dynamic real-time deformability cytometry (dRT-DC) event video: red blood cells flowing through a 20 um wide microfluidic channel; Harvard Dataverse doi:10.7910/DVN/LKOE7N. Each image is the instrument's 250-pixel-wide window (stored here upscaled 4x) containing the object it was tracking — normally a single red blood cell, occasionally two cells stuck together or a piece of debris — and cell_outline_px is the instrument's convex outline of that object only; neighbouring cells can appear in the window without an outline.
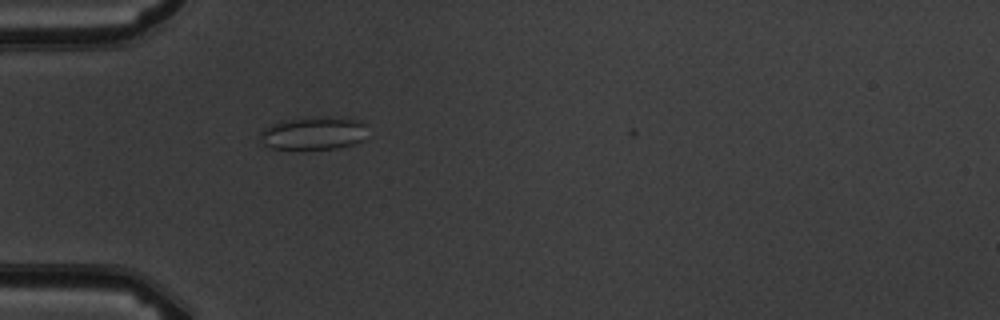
{"species": "common noctule bat (a hibernating species)", "species_latin": "Nyctalus noctula", "temperature_condition": "warm", "stored_images_in_passage": 6, "camera_frame_rate_fps": 3000, "um_per_image_px": 0.085, "animal": {"sex": "male", "body_mass_g": 19.5, "forearm_length_mm": 54.6}, "frame": {"image": 1, "passage_image": 6, "time_ms": 6.0, "image_size_px": [1000, 320], "cell_outline_px": [[364, 124], [360, 140], [352, 144], [336, 148], [272, 148], [264, 144], [260, 140], [260, 132], [264, 128], [280, 120], [320, 116], [360, 120]], "centroid_in_image_um": [26.55, 11.3], "position_along_channel_um": 58.4, "area_um2": 20.06}}